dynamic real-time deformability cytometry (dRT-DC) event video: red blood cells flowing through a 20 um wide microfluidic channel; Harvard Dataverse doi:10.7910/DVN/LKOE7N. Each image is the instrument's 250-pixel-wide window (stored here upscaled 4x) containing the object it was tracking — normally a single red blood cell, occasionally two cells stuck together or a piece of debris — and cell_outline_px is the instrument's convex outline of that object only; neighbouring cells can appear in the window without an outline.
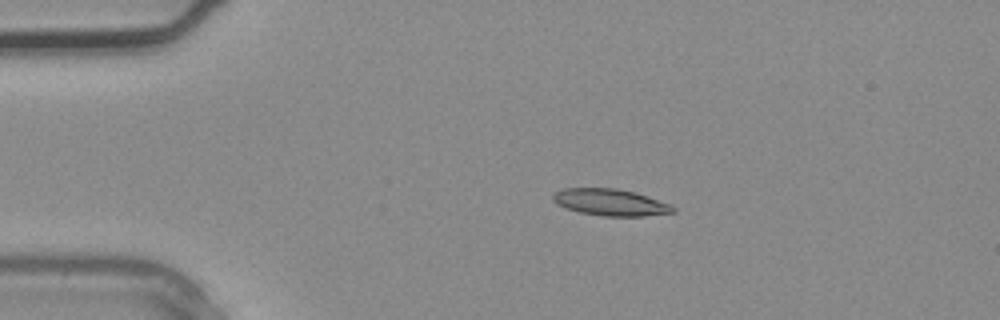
{"species": "common noctule bat (a hibernating species)", "species_latin": "Nyctalus noctula", "temperature_condition": "warm", "stored_images_in_passage": 3, "camera_frame_rate_fps": 3000, "um_per_image_px": 0.085, "animal": {"sex": "male", "body_mass_g": 20.4}, "frame": {"image": 1, "passage_image": 2, "time_ms": 0.333, "image_size_px": [1000, 320], "cell_outline_px": [[676, 212], [644, 216], [604, 216], [580, 212], [564, 208], [556, 204], [552, 200], [552, 196], [556, 192], [564, 188], [616, 188], [632, 192], [668, 204], [676, 208]], "centroid_in_image_um": [51.83, 17.2], "position_along_channel_um": 33.2, "area_um2": 18.44}}
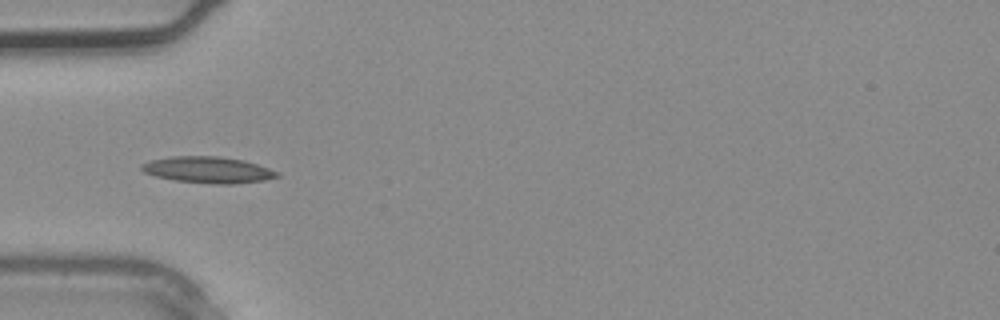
{"frame": {"image": 2, "passage_image": 3, "time_ms": 0.667, "image_size_px": [1000, 320], "cell_outline_px": [[280, 176], [264, 180], [232, 184], [216, 184], [176, 180], [156, 176], [144, 172], [140, 168], [140, 164], [152, 160], [168, 156], [220, 156], [244, 160], [280, 172]], "centroid_in_image_um": [17.68, 14.43], "position_along_channel_um": 67.3, "area_um2": 20.75}}